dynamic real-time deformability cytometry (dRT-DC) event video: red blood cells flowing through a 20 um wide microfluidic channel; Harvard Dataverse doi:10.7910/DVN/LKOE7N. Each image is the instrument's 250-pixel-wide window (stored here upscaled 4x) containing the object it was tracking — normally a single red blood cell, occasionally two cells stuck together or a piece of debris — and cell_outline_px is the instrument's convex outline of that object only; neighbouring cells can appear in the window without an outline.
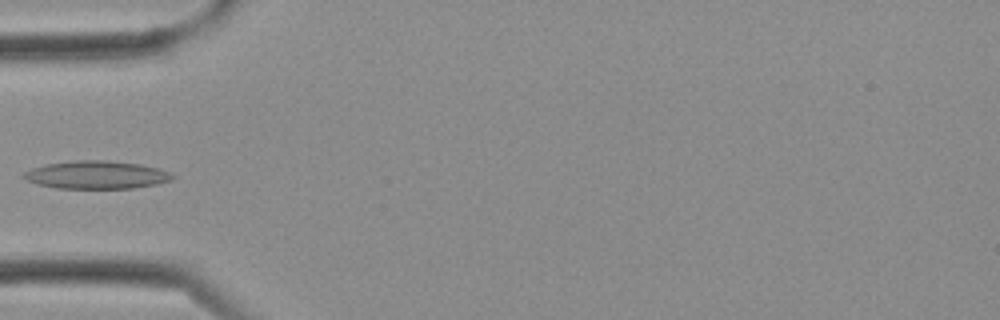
{"species": "Egyptian fruit bat (a non-hibernating species)", "species_latin": "Rousettus aegyptiacus", "temperature_condition": "cold", "stored_images_in_passage": 3, "camera_frame_rate_fps": 3000, "um_per_image_px": 0.085, "frame": {"image": 1, "passage_image": 3, "time_ms": 0.667, "image_size_px": [1000, 320], "cell_outline_px": [[176, 176], [172, 180], [156, 184], [132, 188], [56, 188], [40, 184], [28, 180], [20, 176], [24, 172], [32, 168], [44, 164], [72, 160], [108, 160], [140, 164], [156, 168], [168, 172]], "centroid_in_image_um": [8.18, 14.85], "position_along_channel_um": 76.8, "area_um2": 24.16}}